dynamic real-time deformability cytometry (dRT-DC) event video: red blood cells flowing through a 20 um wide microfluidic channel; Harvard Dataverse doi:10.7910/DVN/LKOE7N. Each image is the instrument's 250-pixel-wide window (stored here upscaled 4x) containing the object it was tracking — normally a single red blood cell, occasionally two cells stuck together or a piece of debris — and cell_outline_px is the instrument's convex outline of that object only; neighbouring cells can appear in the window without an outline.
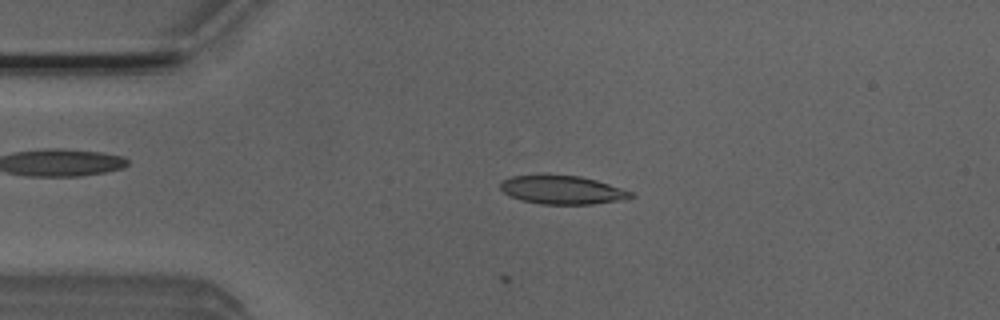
{"species": "Egyptian fruit bat (a non-hibernating species)", "species_latin": "Rousettus aegyptiacus", "temperature_condition": "room temperature", "stored_images_in_passage": 3, "camera_frame_rate_fps": 3000, "um_per_image_px": 0.085, "animal": {"sex": "male"}, "frame": {"image": 1, "passage_image": 2, "time_ms": 0.333, "image_size_px": [1000, 320], "cell_outline_px": [[636, 196], [628, 200], [592, 204], [544, 204], [520, 200], [504, 192], [500, 188], [500, 180], [512, 176], [580, 176], [596, 180], [632, 192]], "centroid_in_image_um": [47.84, 16.16], "position_along_channel_um": 37.2, "area_um2": 21.44}}